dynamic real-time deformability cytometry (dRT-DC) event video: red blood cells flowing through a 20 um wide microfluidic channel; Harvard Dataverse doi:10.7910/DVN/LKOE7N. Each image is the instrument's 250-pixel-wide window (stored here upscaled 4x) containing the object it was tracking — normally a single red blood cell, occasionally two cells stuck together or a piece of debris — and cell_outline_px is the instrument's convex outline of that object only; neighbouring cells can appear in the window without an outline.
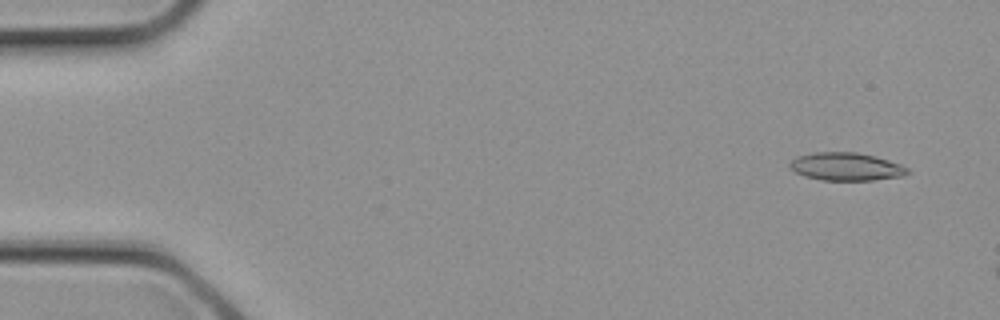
{"species": "common noctule bat (a hibernating species)", "species_latin": "Nyctalus noctula", "temperature_condition": "cold", "stored_images_in_passage": 2, "camera_frame_rate_fps": 3000, "um_per_image_px": 0.085, "animal": {"sex": "female", "body_mass_g": 21.9}, "frame": {"image": 1, "passage_image": 1, "time_ms": 0.0, "image_size_px": [1000, 320], "cell_outline_px": [[912, 172], [900, 176], [872, 180], [824, 180], [804, 176], [788, 168], [788, 164], [796, 156], [812, 152], [856, 152], [876, 156], [900, 164], [908, 168]], "centroid_in_image_um": [71.89, 14.15], "position_along_channel_um": 13.1, "area_um2": 19.25}}